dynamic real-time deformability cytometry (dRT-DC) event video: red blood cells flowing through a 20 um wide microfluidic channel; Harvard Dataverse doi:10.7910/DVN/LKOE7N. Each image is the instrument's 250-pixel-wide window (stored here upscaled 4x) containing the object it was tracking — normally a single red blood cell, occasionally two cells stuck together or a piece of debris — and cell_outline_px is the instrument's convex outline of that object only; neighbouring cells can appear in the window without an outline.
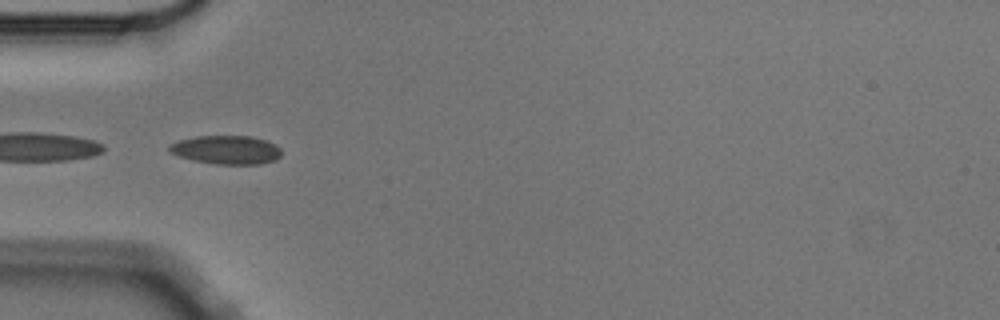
{"species": "Egyptian fruit bat (a non-hibernating species)", "species_latin": "Rousettus aegyptiacus", "temperature_condition": "cold", "stored_images_in_passage": 5, "camera_frame_rate_fps": 3000, "um_per_image_px": 0.085, "animal": {"sex": "male"}, "frame": {"image": 1, "passage_image": 4, "time_ms": 1.0, "image_size_px": [1000, 320], "cell_outline_px": [[280, 156], [276, 160], [260, 164], [216, 164], [192, 160], [168, 152], [168, 144], [180, 140], [196, 136], [252, 136], [268, 140], [276, 144], [280, 148]], "centroid_in_image_um": [19.25, 12.73], "position_along_channel_um": 65.8, "area_um2": 18.9}}
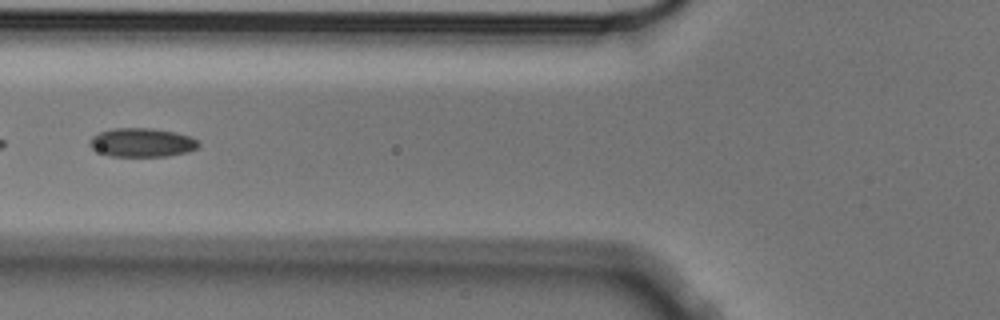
{"frame": {"image": 2, "passage_image": 5, "time_ms": 1.333, "image_size_px": [1000, 320], "cell_outline_px": [[200, 144], [196, 148], [188, 152], [168, 156], [112, 156], [96, 152], [88, 144], [88, 140], [92, 136], [100, 132], [112, 128], [152, 128], [176, 132], [188, 136], [196, 140]], "centroid_in_image_um": [12.02, 12.11], "position_along_channel_um": 113.8, "area_um2": 18.38}}